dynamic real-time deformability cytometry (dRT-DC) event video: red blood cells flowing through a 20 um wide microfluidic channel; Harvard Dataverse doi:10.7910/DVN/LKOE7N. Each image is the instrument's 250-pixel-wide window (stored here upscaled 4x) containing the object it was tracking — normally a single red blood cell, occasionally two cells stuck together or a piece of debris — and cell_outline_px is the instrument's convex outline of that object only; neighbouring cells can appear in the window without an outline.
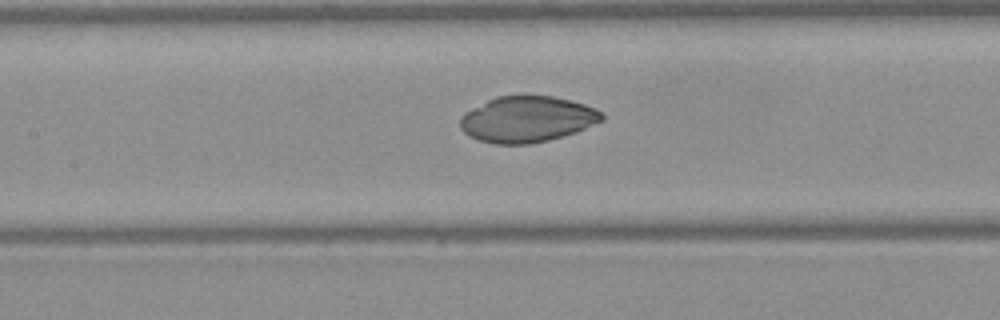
{"species": "Egyptian fruit bat (a non-hibernating species)", "species_latin": "Rousettus aegyptiacus", "temperature_condition": "warm", "stored_images_in_passage": 41, "camera_frame_rate_fps": 3000, "um_per_image_px": 0.085, "frame": {"image": 1, "passage_image": 15, "time_ms": 4.667, "image_size_px": [1000, 320], "cell_outline_px": [[604, 120], [576, 132], [548, 140], [532, 144], [496, 144], [480, 140], [468, 136], [460, 128], [460, 116], [464, 112], [496, 96], [552, 96], [584, 104], [596, 108], [604, 116]], "centroid_in_image_um": [44.79, 10.14], "position_along_channel_um": 162.6, "area_um2": 37.92}}
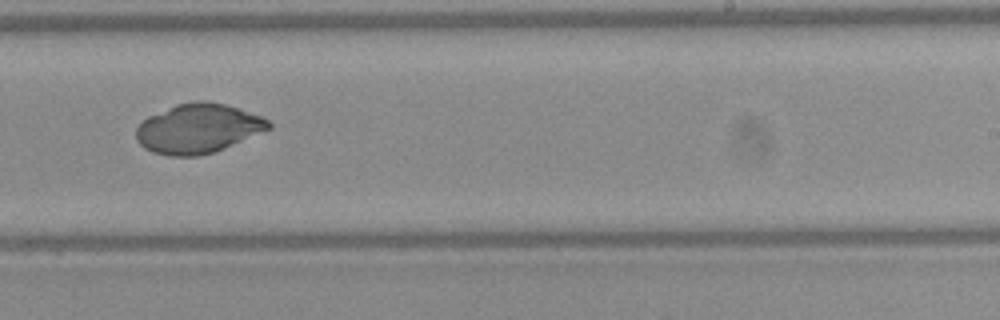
{"frame": {"image": 2, "passage_image": 23, "time_ms": 7.333, "image_size_px": [1000, 320], "cell_outline_px": [[272, 128], [224, 148], [200, 156], [172, 156], [152, 152], [144, 148], [136, 140], [136, 128], [148, 116], [176, 104], [192, 100], [204, 100], [224, 104], [240, 108], [260, 116], [268, 120], [272, 124]], "centroid_in_image_um": [16.83, 10.91], "position_along_channel_um": 272.2, "area_um2": 38.21}}
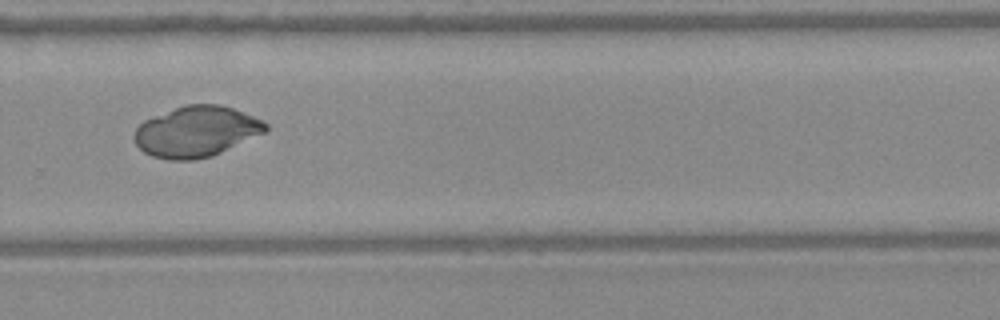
{"frame": {"image": 3, "passage_image": 26, "time_ms": 8.333, "image_size_px": [1000, 320], "cell_outline_px": [[268, 132], [212, 156], [196, 160], [168, 160], [152, 156], [144, 152], [136, 144], [132, 136], [136, 128], [144, 120], [184, 104], [220, 104], [232, 108], [252, 116], [268, 124]], "centroid_in_image_um": [16.69, 11.19], "position_along_channel_um": 313.1, "area_um2": 39.02}}